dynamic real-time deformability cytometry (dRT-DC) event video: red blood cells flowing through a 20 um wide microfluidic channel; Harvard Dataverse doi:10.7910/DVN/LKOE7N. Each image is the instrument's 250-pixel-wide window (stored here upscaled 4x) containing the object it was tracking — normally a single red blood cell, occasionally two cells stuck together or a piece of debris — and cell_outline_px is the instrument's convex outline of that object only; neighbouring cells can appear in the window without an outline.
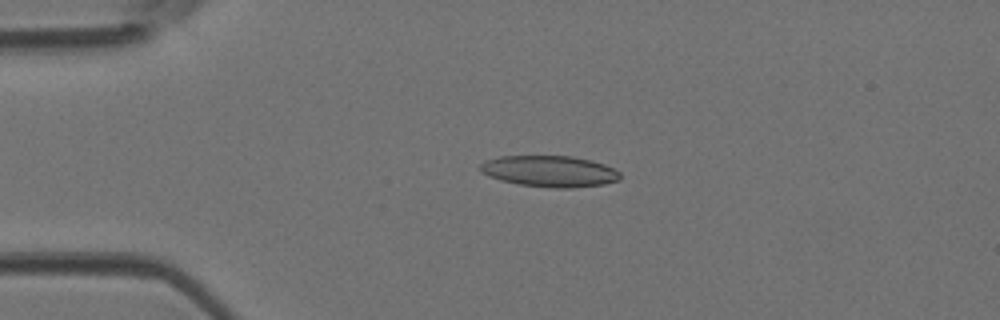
{"species": "Egyptian fruit bat (a non-hibernating species)", "species_latin": "Rousettus aegyptiacus", "temperature_condition": "room temperature", "stored_images_in_passage": 36, "camera_frame_rate_fps": 3000, "um_per_image_px": 0.085, "animal": {"sex": "female"}, "frame": {"image": 1, "passage_image": 9, "time_ms": 2.667, "image_size_px": [1000, 320], "cell_outline_px": [[620, 180], [604, 184], [572, 188], [556, 188], [520, 184], [500, 180], [488, 176], [480, 172], [480, 164], [484, 160], [500, 156], [572, 156], [592, 160], [604, 164], [620, 172]], "centroid_in_image_um": [46.71, 14.55], "position_along_channel_um": 38.3, "area_um2": 25.55}}
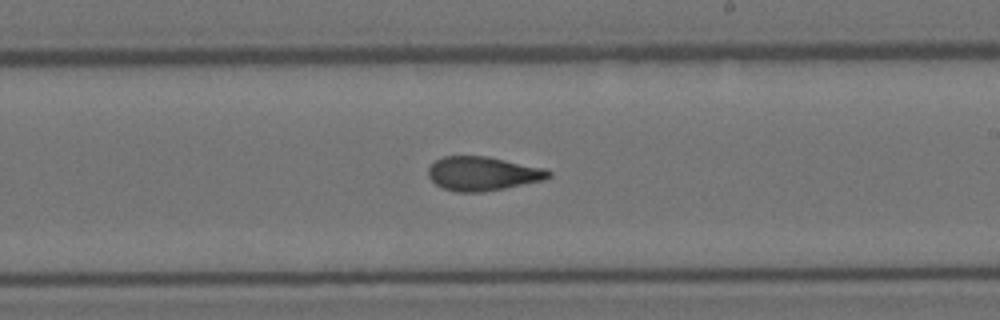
{"frame": {"image": 2, "passage_image": 24, "time_ms": 7.667, "image_size_px": [1000, 320], "cell_outline_px": [[552, 176], [544, 180], [504, 188], [480, 192], [456, 192], [444, 188], [436, 184], [428, 176], [428, 168], [436, 160], [444, 156], [488, 156], [544, 168], [552, 172]], "centroid_in_image_um": [41.04, 14.75], "position_along_channel_um": 248.0, "area_um2": 23.76}}
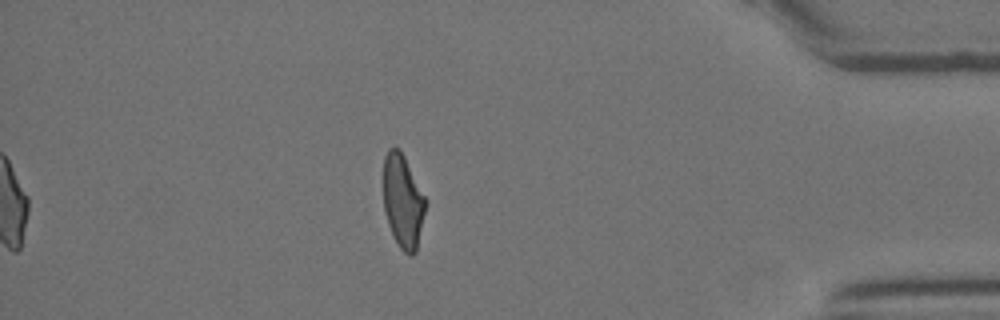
{"frame": {"image": 3, "passage_image": 36, "time_ms": 11.667, "image_size_px": [1000, 320], "cell_outline_px": [[428, 200], [416, 252], [412, 256], [408, 256], [400, 248], [392, 236], [384, 212], [384, 156], [388, 148], [400, 148]], "centroid_in_image_um": [34.27, 17.12], "position_along_channel_um": 400.9, "area_um2": 23.41}}